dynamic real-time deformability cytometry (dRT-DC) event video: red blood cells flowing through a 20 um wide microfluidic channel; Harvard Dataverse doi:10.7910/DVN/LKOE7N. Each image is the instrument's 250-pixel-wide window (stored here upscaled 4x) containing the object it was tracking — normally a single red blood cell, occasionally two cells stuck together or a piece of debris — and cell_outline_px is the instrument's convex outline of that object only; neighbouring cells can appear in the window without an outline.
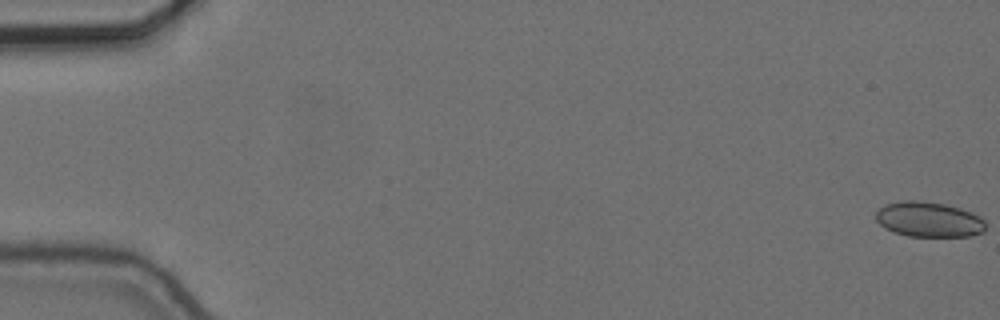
{"species": "common noctule bat (a hibernating species)", "species_latin": "Nyctalus noctula", "temperature_condition": "cold", "stored_images_in_passage": 57, "camera_frame_rate_fps": 3000, "um_per_image_px": 0.085, "animal": {"sex": "female", "body_mass_g": 24.6, "forearm_length_mm": 56.2}, "frame": {"image": 1, "passage_image": 1, "time_ms": 0.0, "image_size_px": [1000, 320], "cell_outline_px": [[984, 232], [968, 236], [908, 236], [892, 232], [884, 228], [876, 220], [876, 212], [884, 204], [904, 200], [920, 200], [944, 204], [960, 208], [980, 216], [984, 220]], "centroid_in_image_um": [78.92, 18.65], "position_along_channel_um": 6.1, "area_um2": 22.54}}
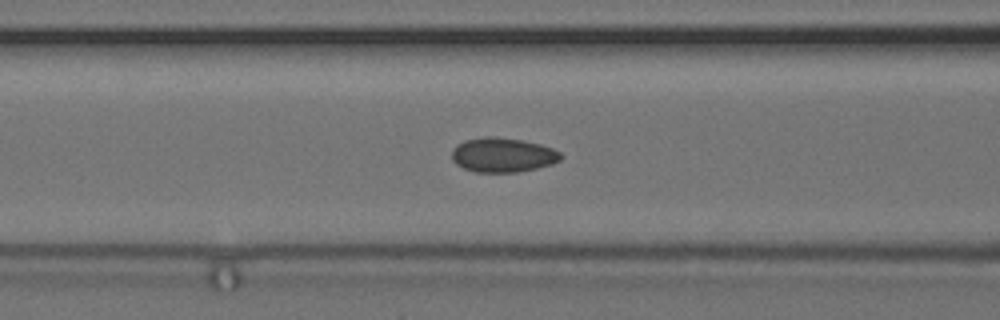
{"frame": {"image": 2, "passage_image": 24, "time_ms": 7.667, "image_size_px": [1000, 320], "cell_outline_px": [[564, 156], [560, 160], [552, 164], [536, 168], [516, 172], [476, 172], [464, 168], [456, 164], [452, 160], [452, 148], [456, 144], [464, 140], [484, 136], [496, 136], [524, 140], [540, 144], [552, 148], [560, 152]], "centroid_in_image_um": [42.72, 13.15], "position_along_channel_um": 123.9, "area_um2": 22.14}}
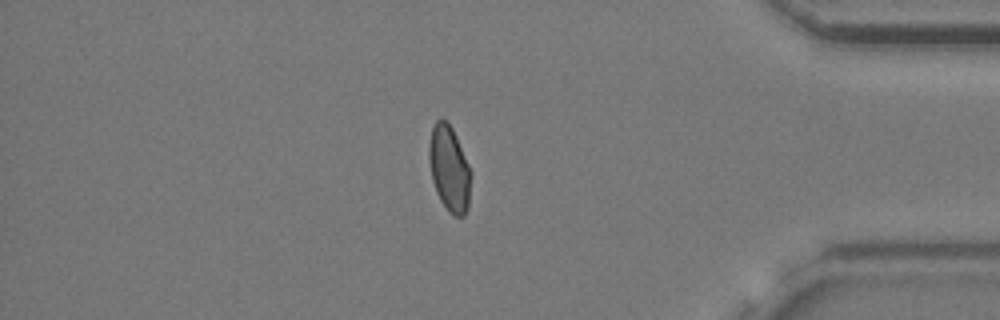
{"frame": {"image": 3, "passage_image": 49, "time_ms": 16.0, "image_size_px": [1000, 320], "cell_outline_px": [[472, 172], [468, 208], [464, 216], [456, 216], [448, 212], [440, 200], [436, 192], [432, 180], [428, 160], [428, 144], [432, 128], [436, 120], [440, 116], [448, 120], [456, 136]], "centroid_in_image_um": [38.18, 14.31], "position_along_channel_um": 397.0, "area_um2": 21.39}, "authors_computed_cell_mechanics": {"area_um2": 21.5594, "velocity_mm_per_s": 3.6565, "shape_relaxation_time_tau1_ms": null, "shape_relaxation_time_tau2_ms": 1.8384, "deformation_change_tau1": null, "deformation_change_tau2": 0.0543}}